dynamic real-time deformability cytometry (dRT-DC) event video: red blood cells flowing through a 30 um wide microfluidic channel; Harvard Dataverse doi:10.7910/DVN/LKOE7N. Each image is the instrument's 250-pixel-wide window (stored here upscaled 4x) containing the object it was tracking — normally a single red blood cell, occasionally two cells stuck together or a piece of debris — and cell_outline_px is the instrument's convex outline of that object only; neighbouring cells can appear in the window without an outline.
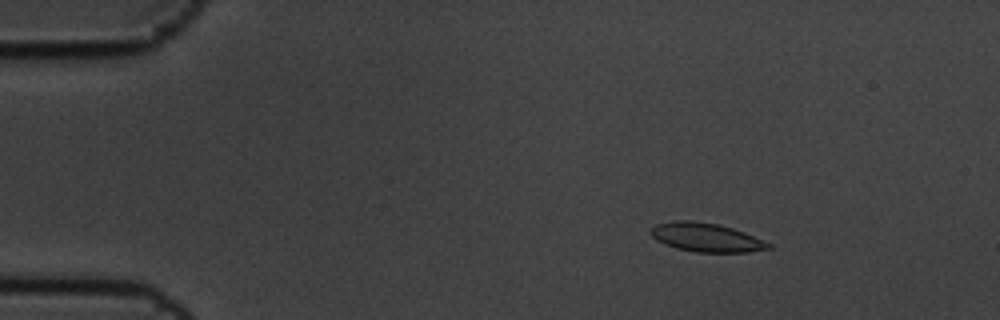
{"species": "common noctule bat (a hibernating species)", "species_latin": "Nyctalus noctula", "temperature_condition": "cold", "stored_images_in_passage": 4, "camera_frame_rate_fps": 3000, "um_per_image_px": 0.085, "animal": {"sex": "male", "body_mass_g": 19.5, "forearm_length_mm": 54.6}, "frame": {"image": 1, "passage_image": 2, "time_ms": 0.333, "image_size_px": [1000, 320], "cell_outline_px": [[772, 248], [748, 252], [696, 252], [676, 248], [656, 240], [648, 232], [656, 224], [672, 220], [692, 220], [720, 224], [744, 232], [772, 244]], "centroid_in_image_um": [60.01, 20.17], "position_along_channel_um": 25.0, "area_um2": 19.83}}